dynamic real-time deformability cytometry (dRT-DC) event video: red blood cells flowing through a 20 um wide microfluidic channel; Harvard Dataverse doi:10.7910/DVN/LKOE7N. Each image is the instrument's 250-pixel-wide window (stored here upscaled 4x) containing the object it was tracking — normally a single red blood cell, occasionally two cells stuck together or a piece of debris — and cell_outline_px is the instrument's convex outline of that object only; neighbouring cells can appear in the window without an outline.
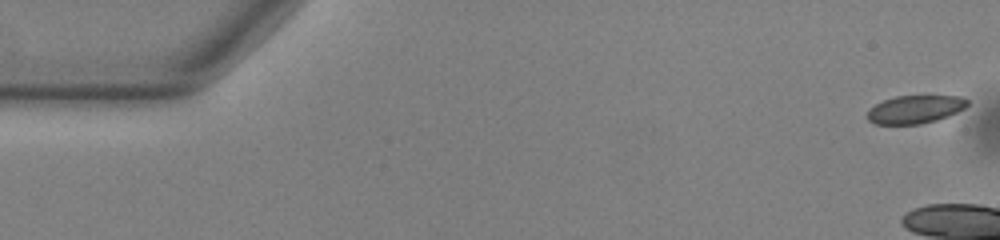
{"species": "common noctule bat (a hibernating species)", "species_latin": "Nyctalus noctula", "temperature_condition": "warm", "stored_images_in_passage": 19, "camera_frame_rate_fps": 3000, "um_per_image_px": 0.085, "animal": {"sex": "male", "body_mass_g": 13.0, "forearm_length_mm": 53.1}, "frame": {"image": 1, "passage_image": 1, "time_ms": 0.0, "image_size_px": [1000, 240], "cell_outline_px": [[968, 104], [964, 108], [948, 116], [936, 120], [920, 124], [876, 124], [868, 120], [868, 108], [884, 100], [896, 96], [960, 96], [968, 100]], "centroid_in_image_um": [77.77, 9.29], "position_along_channel_um": 7.2, "area_um2": 16.24}}
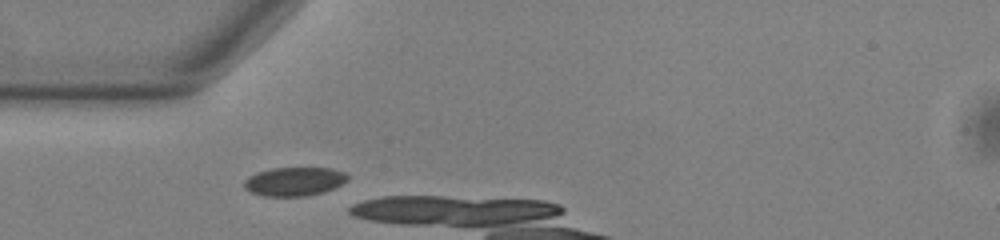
{"frame": {"image": 2, "passage_image": 16, "time_ms": 5.0, "image_size_px": [1000, 240], "cell_outline_px": [[348, 180], [324, 192], [308, 196], [264, 196], [252, 192], [244, 188], [244, 180], [248, 176], [256, 172], [272, 168], [332, 168], [348, 172]], "centroid_in_image_um": [25.02, 15.42], "position_along_channel_um": 60.0, "area_um2": 17.46}}